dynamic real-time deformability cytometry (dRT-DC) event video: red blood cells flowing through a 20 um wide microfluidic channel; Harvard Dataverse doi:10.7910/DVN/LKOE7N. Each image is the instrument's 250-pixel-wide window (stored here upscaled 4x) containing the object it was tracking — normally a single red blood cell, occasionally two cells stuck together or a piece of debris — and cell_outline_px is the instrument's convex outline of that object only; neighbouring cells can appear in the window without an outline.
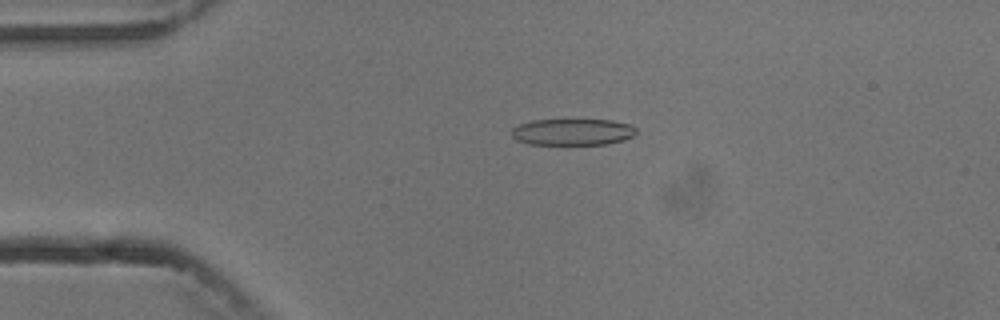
{"species": "common noctule bat (a hibernating species)", "species_latin": "Nyctalus noctula", "temperature_condition": "cold", "stored_images_in_passage": 3, "camera_frame_rate_fps": 3000, "um_per_image_px": 0.085, "animal": {"sex": "male", "body_mass_g": 13.3}, "frame": {"image": 1, "passage_image": 2, "time_ms": 1.0, "image_size_px": [1000, 320], "cell_outline_px": [[636, 132], [632, 136], [624, 140], [608, 144], [528, 144], [516, 140], [512, 136], [512, 128], [520, 124], [532, 120], [612, 120], [632, 124], [636, 128]], "centroid_in_image_um": [48.69, 11.21], "position_along_channel_um": 36.3, "area_um2": 19.31}}